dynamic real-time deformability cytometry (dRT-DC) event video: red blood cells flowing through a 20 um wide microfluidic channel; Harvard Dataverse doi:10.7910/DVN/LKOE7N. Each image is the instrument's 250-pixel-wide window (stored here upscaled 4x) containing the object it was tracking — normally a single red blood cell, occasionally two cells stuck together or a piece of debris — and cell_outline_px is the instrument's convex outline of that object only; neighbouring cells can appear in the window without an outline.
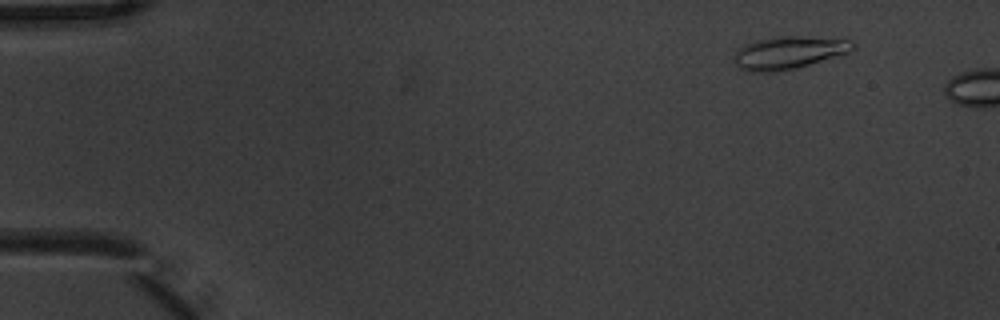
{"species": "common noctule bat (a hibernating species)", "species_latin": "Nyctalus noctula", "temperature_condition": "warm", "stored_images_in_passage": 2, "camera_frame_rate_fps": 3000, "um_per_image_px": 0.085, "animal": {"sex": "male", "body_mass_g": 20.1, "forearm_length_mm": 53.5}, "frame": {"image": 1, "passage_image": 1, "time_ms": 0.0, "image_size_px": [1000, 320], "cell_outline_px": [[856, 44], [848, 52], [796, 68], [776, 72], [748, 72], [740, 68], [736, 64], [736, 52], [744, 44], [756, 40], [776, 36], [800, 36], [856, 40]], "centroid_in_image_um": [67.04, 4.46], "position_along_channel_um": 18.0, "area_um2": 22.43}}